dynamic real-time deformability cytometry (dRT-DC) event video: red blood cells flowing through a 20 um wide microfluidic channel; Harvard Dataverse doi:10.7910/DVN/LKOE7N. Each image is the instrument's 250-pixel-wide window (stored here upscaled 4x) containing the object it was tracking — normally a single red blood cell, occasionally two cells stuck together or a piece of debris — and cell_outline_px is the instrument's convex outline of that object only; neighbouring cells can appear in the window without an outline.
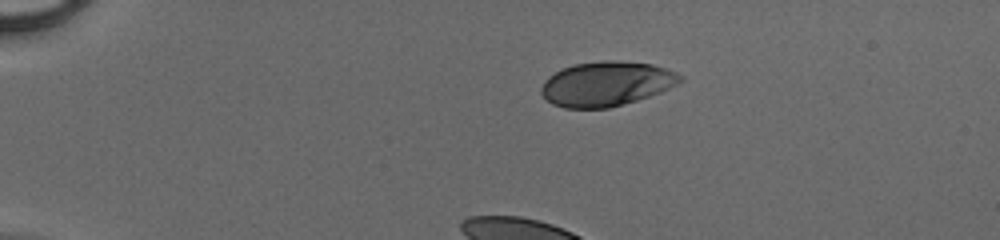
{"species": "human", "species_latin": "Homo sapiens", "temperature_condition": "cold", "stored_images_in_passage": 32, "camera_frame_rate_fps": 3000, "um_per_image_px": 0.085, "donor": {"sex": "male"}, "frame": {"image": 1, "passage_image": 1, "time_ms": 0.0, "image_size_px": [1000, 240], "cell_outline_px": [[684, 80], [660, 92], [636, 100], [608, 108], [564, 108], [552, 104], [540, 92], [540, 88], [544, 80], [548, 76], [560, 68], [576, 64], [604, 60], [620, 60], [652, 64], [676, 72], [684, 76]], "centroid_in_image_um": [51.52, 7.11], "position_along_channel_um": 33.5, "area_um2": 36.18}}
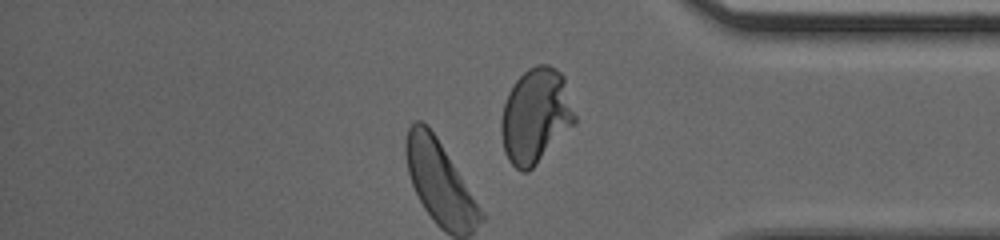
{"frame": {"image": 2, "passage_image": 32, "time_ms": 10.333, "image_size_px": [1000, 240], "cell_outline_px": [[576, 124], [528, 172], [520, 172], [508, 160], [504, 152], [500, 132], [500, 120], [504, 104], [508, 92], [516, 80], [528, 68], [536, 64], [548, 64], [556, 68], [564, 76], [576, 116]], "centroid_in_image_um": [45.53, 9.85], "position_along_channel_um": 389.7, "area_um2": 41.15}}